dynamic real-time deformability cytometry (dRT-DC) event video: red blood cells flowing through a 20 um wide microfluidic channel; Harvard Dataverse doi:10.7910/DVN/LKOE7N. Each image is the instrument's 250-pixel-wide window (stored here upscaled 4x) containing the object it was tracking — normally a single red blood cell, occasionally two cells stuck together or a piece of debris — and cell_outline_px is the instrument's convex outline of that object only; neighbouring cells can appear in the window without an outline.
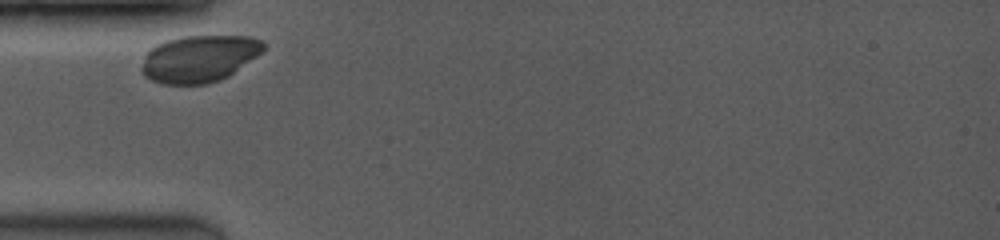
{"species": "common noctule bat (a hibernating species)", "species_latin": "Nyctalus noctula", "temperature_condition": "room temperature", "stored_images_in_passage": 5, "camera_frame_rate_fps": 3500, "um_per_image_px": 0.085, "animal": {"sex": "female", "body_mass_g": 19.0, "forearm_length_mm": 53.3}, "frame": {"image": 1, "passage_image": 1, "time_ms": 0.0, "image_size_px": [1000, 240], "cell_outline_px": [[264, 48], [256, 56], [228, 76], [220, 80], [208, 84], [164, 84], [152, 80], [144, 76], [140, 72], [140, 68], [144, 56], [156, 44], [168, 40], [184, 36], [248, 36], [260, 40], [264, 44]], "centroid_in_image_um": [16.88, 4.99], "position_along_channel_um": 68.1, "area_um2": 33.12}}